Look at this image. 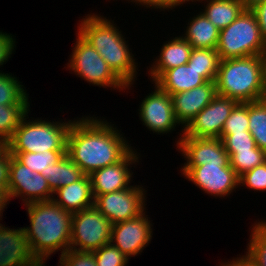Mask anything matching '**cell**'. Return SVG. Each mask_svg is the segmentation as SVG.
I'll return each mask as SVG.
<instances>
[{
  "mask_svg": "<svg viewBox=\"0 0 266 266\" xmlns=\"http://www.w3.org/2000/svg\"><path fill=\"white\" fill-rule=\"evenodd\" d=\"M100 118L82 116L68 131L66 154L85 175L119 162L132 149L116 125Z\"/></svg>",
  "mask_w": 266,
  "mask_h": 266,
  "instance_id": "1",
  "label": "cell"
},
{
  "mask_svg": "<svg viewBox=\"0 0 266 266\" xmlns=\"http://www.w3.org/2000/svg\"><path fill=\"white\" fill-rule=\"evenodd\" d=\"M30 227H23L32 255L41 265L54 252L63 255L70 248L73 214L53 199L24 205Z\"/></svg>",
  "mask_w": 266,
  "mask_h": 266,
  "instance_id": "2",
  "label": "cell"
},
{
  "mask_svg": "<svg viewBox=\"0 0 266 266\" xmlns=\"http://www.w3.org/2000/svg\"><path fill=\"white\" fill-rule=\"evenodd\" d=\"M79 22L77 32L98 51L112 71L127 85L126 89H132L131 86L137 80L138 63L119 26L114 20L96 13L87 14Z\"/></svg>",
  "mask_w": 266,
  "mask_h": 266,
  "instance_id": "3",
  "label": "cell"
},
{
  "mask_svg": "<svg viewBox=\"0 0 266 266\" xmlns=\"http://www.w3.org/2000/svg\"><path fill=\"white\" fill-rule=\"evenodd\" d=\"M217 95L240 103L265 99V55L220 60Z\"/></svg>",
  "mask_w": 266,
  "mask_h": 266,
  "instance_id": "4",
  "label": "cell"
},
{
  "mask_svg": "<svg viewBox=\"0 0 266 266\" xmlns=\"http://www.w3.org/2000/svg\"><path fill=\"white\" fill-rule=\"evenodd\" d=\"M23 117L12 138L5 144L9 153H41L44 151L66 150L67 135L74 120L29 119Z\"/></svg>",
  "mask_w": 266,
  "mask_h": 266,
  "instance_id": "5",
  "label": "cell"
},
{
  "mask_svg": "<svg viewBox=\"0 0 266 266\" xmlns=\"http://www.w3.org/2000/svg\"><path fill=\"white\" fill-rule=\"evenodd\" d=\"M216 50L220 60L266 54L258 21L250 9L220 31Z\"/></svg>",
  "mask_w": 266,
  "mask_h": 266,
  "instance_id": "6",
  "label": "cell"
},
{
  "mask_svg": "<svg viewBox=\"0 0 266 266\" xmlns=\"http://www.w3.org/2000/svg\"><path fill=\"white\" fill-rule=\"evenodd\" d=\"M69 62L66 64L76 76L89 84L124 91L126 84L112 71L98 51L78 32Z\"/></svg>",
  "mask_w": 266,
  "mask_h": 266,
  "instance_id": "7",
  "label": "cell"
},
{
  "mask_svg": "<svg viewBox=\"0 0 266 266\" xmlns=\"http://www.w3.org/2000/svg\"><path fill=\"white\" fill-rule=\"evenodd\" d=\"M112 223L93 205L73 213L70 248L93 252L110 243Z\"/></svg>",
  "mask_w": 266,
  "mask_h": 266,
  "instance_id": "8",
  "label": "cell"
},
{
  "mask_svg": "<svg viewBox=\"0 0 266 266\" xmlns=\"http://www.w3.org/2000/svg\"><path fill=\"white\" fill-rule=\"evenodd\" d=\"M146 192L141 185H131L123 190L97 195L94 206L112 224L134 219L147 209Z\"/></svg>",
  "mask_w": 266,
  "mask_h": 266,
  "instance_id": "9",
  "label": "cell"
},
{
  "mask_svg": "<svg viewBox=\"0 0 266 266\" xmlns=\"http://www.w3.org/2000/svg\"><path fill=\"white\" fill-rule=\"evenodd\" d=\"M180 171L185 179L211 196L229 197L239 188V176L231 166L207 163L199 166H183Z\"/></svg>",
  "mask_w": 266,
  "mask_h": 266,
  "instance_id": "10",
  "label": "cell"
},
{
  "mask_svg": "<svg viewBox=\"0 0 266 266\" xmlns=\"http://www.w3.org/2000/svg\"><path fill=\"white\" fill-rule=\"evenodd\" d=\"M8 194L10 200L20 198L24 205L51 200L54 196L47 179L41 173L33 172L13 155H10Z\"/></svg>",
  "mask_w": 266,
  "mask_h": 266,
  "instance_id": "11",
  "label": "cell"
},
{
  "mask_svg": "<svg viewBox=\"0 0 266 266\" xmlns=\"http://www.w3.org/2000/svg\"><path fill=\"white\" fill-rule=\"evenodd\" d=\"M238 102L216 95L183 129V135L196 138H220L232 109Z\"/></svg>",
  "mask_w": 266,
  "mask_h": 266,
  "instance_id": "12",
  "label": "cell"
},
{
  "mask_svg": "<svg viewBox=\"0 0 266 266\" xmlns=\"http://www.w3.org/2000/svg\"><path fill=\"white\" fill-rule=\"evenodd\" d=\"M154 91L149 93L139 106V118L149 131L167 134L175 131L180 124L174 114L172 96L154 84Z\"/></svg>",
  "mask_w": 266,
  "mask_h": 266,
  "instance_id": "13",
  "label": "cell"
},
{
  "mask_svg": "<svg viewBox=\"0 0 266 266\" xmlns=\"http://www.w3.org/2000/svg\"><path fill=\"white\" fill-rule=\"evenodd\" d=\"M146 211L140 216L112 224L110 243L129 259L143 252L151 242L153 229Z\"/></svg>",
  "mask_w": 266,
  "mask_h": 266,
  "instance_id": "14",
  "label": "cell"
},
{
  "mask_svg": "<svg viewBox=\"0 0 266 266\" xmlns=\"http://www.w3.org/2000/svg\"><path fill=\"white\" fill-rule=\"evenodd\" d=\"M176 149L184 156L183 166H199L207 163H220L231 166L230 157L220 138H196L183 135L180 131Z\"/></svg>",
  "mask_w": 266,
  "mask_h": 266,
  "instance_id": "15",
  "label": "cell"
},
{
  "mask_svg": "<svg viewBox=\"0 0 266 266\" xmlns=\"http://www.w3.org/2000/svg\"><path fill=\"white\" fill-rule=\"evenodd\" d=\"M137 153L136 149L132 148L119 162L89 175L94 198L97 195L123 190L131 186L134 173L131 165L139 163L141 157L140 153Z\"/></svg>",
  "mask_w": 266,
  "mask_h": 266,
  "instance_id": "16",
  "label": "cell"
},
{
  "mask_svg": "<svg viewBox=\"0 0 266 266\" xmlns=\"http://www.w3.org/2000/svg\"><path fill=\"white\" fill-rule=\"evenodd\" d=\"M32 255L24 228L0 227V266H40Z\"/></svg>",
  "mask_w": 266,
  "mask_h": 266,
  "instance_id": "17",
  "label": "cell"
},
{
  "mask_svg": "<svg viewBox=\"0 0 266 266\" xmlns=\"http://www.w3.org/2000/svg\"><path fill=\"white\" fill-rule=\"evenodd\" d=\"M217 95L216 83L207 81L189 91L172 94L174 114L183 129Z\"/></svg>",
  "mask_w": 266,
  "mask_h": 266,
  "instance_id": "18",
  "label": "cell"
},
{
  "mask_svg": "<svg viewBox=\"0 0 266 266\" xmlns=\"http://www.w3.org/2000/svg\"><path fill=\"white\" fill-rule=\"evenodd\" d=\"M165 41L160 54L148 69V76L154 82L163 72L187 64L190 59L192 47L182 36L172 37Z\"/></svg>",
  "mask_w": 266,
  "mask_h": 266,
  "instance_id": "19",
  "label": "cell"
},
{
  "mask_svg": "<svg viewBox=\"0 0 266 266\" xmlns=\"http://www.w3.org/2000/svg\"><path fill=\"white\" fill-rule=\"evenodd\" d=\"M53 195L52 199L61 208L72 214L94 205V196L89 175H84L76 182L58 188Z\"/></svg>",
  "mask_w": 266,
  "mask_h": 266,
  "instance_id": "20",
  "label": "cell"
},
{
  "mask_svg": "<svg viewBox=\"0 0 266 266\" xmlns=\"http://www.w3.org/2000/svg\"><path fill=\"white\" fill-rule=\"evenodd\" d=\"M206 82L192 65L184 64L163 72L152 84L172 95L189 91Z\"/></svg>",
  "mask_w": 266,
  "mask_h": 266,
  "instance_id": "21",
  "label": "cell"
},
{
  "mask_svg": "<svg viewBox=\"0 0 266 266\" xmlns=\"http://www.w3.org/2000/svg\"><path fill=\"white\" fill-rule=\"evenodd\" d=\"M199 13L189 19L182 37L192 48L216 49L220 30L201 11Z\"/></svg>",
  "mask_w": 266,
  "mask_h": 266,
  "instance_id": "22",
  "label": "cell"
},
{
  "mask_svg": "<svg viewBox=\"0 0 266 266\" xmlns=\"http://www.w3.org/2000/svg\"><path fill=\"white\" fill-rule=\"evenodd\" d=\"M202 2L204 10L201 11L220 31L229 26L245 10L240 0H194Z\"/></svg>",
  "mask_w": 266,
  "mask_h": 266,
  "instance_id": "23",
  "label": "cell"
},
{
  "mask_svg": "<svg viewBox=\"0 0 266 266\" xmlns=\"http://www.w3.org/2000/svg\"><path fill=\"white\" fill-rule=\"evenodd\" d=\"M47 179L50 189L55 192L62 186L81 179L85 174L80 167L65 154L59 161L41 171Z\"/></svg>",
  "mask_w": 266,
  "mask_h": 266,
  "instance_id": "24",
  "label": "cell"
},
{
  "mask_svg": "<svg viewBox=\"0 0 266 266\" xmlns=\"http://www.w3.org/2000/svg\"><path fill=\"white\" fill-rule=\"evenodd\" d=\"M220 58L216 49L193 48L188 65L200 72L206 81L215 82Z\"/></svg>",
  "mask_w": 266,
  "mask_h": 266,
  "instance_id": "25",
  "label": "cell"
},
{
  "mask_svg": "<svg viewBox=\"0 0 266 266\" xmlns=\"http://www.w3.org/2000/svg\"><path fill=\"white\" fill-rule=\"evenodd\" d=\"M30 104L0 105V140L6 144L30 112Z\"/></svg>",
  "mask_w": 266,
  "mask_h": 266,
  "instance_id": "26",
  "label": "cell"
},
{
  "mask_svg": "<svg viewBox=\"0 0 266 266\" xmlns=\"http://www.w3.org/2000/svg\"><path fill=\"white\" fill-rule=\"evenodd\" d=\"M12 73L0 72V105L29 104V94Z\"/></svg>",
  "mask_w": 266,
  "mask_h": 266,
  "instance_id": "27",
  "label": "cell"
},
{
  "mask_svg": "<svg viewBox=\"0 0 266 266\" xmlns=\"http://www.w3.org/2000/svg\"><path fill=\"white\" fill-rule=\"evenodd\" d=\"M248 128L256 146L266 152V99L249 102Z\"/></svg>",
  "mask_w": 266,
  "mask_h": 266,
  "instance_id": "28",
  "label": "cell"
},
{
  "mask_svg": "<svg viewBox=\"0 0 266 266\" xmlns=\"http://www.w3.org/2000/svg\"><path fill=\"white\" fill-rule=\"evenodd\" d=\"M246 256L255 266H266V220L258 219L251 228Z\"/></svg>",
  "mask_w": 266,
  "mask_h": 266,
  "instance_id": "29",
  "label": "cell"
},
{
  "mask_svg": "<svg viewBox=\"0 0 266 266\" xmlns=\"http://www.w3.org/2000/svg\"><path fill=\"white\" fill-rule=\"evenodd\" d=\"M230 157V165L238 176L262 165L266 161V152L257 146L250 151H226Z\"/></svg>",
  "mask_w": 266,
  "mask_h": 266,
  "instance_id": "30",
  "label": "cell"
},
{
  "mask_svg": "<svg viewBox=\"0 0 266 266\" xmlns=\"http://www.w3.org/2000/svg\"><path fill=\"white\" fill-rule=\"evenodd\" d=\"M66 154V150L44 151L41 153H10L15 156L22 164L29 167L33 172L41 173L49 165L55 164Z\"/></svg>",
  "mask_w": 266,
  "mask_h": 266,
  "instance_id": "31",
  "label": "cell"
},
{
  "mask_svg": "<svg viewBox=\"0 0 266 266\" xmlns=\"http://www.w3.org/2000/svg\"><path fill=\"white\" fill-rule=\"evenodd\" d=\"M249 103L238 102L225 122L222 133L249 131Z\"/></svg>",
  "mask_w": 266,
  "mask_h": 266,
  "instance_id": "32",
  "label": "cell"
},
{
  "mask_svg": "<svg viewBox=\"0 0 266 266\" xmlns=\"http://www.w3.org/2000/svg\"><path fill=\"white\" fill-rule=\"evenodd\" d=\"M97 266H126L129 258L111 243L93 251Z\"/></svg>",
  "mask_w": 266,
  "mask_h": 266,
  "instance_id": "33",
  "label": "cell"
},
{
  "mask_svg": "<svg viewBox=\"0 0 266 266\" xmlns=\"http://www.w3.org/2000/svg\"><path fill=\"white\" fill-rule=\"evenodd\" d=\"M220 139L226 151H250L256 147L250 131L222 133Z\"/></svg>",
  "mask_w": 266,
  "mask_h": 266,
  "instance_id": "34",
  "label": "cell"
},
{
  "mask_svg": "<svg viewBox=\"0 0 266 266\" xmlns=\"http://www.w3.org/2000/svg\"><path fill=\"white\" fill-rule=\"evenodd\" d=\"M247 187L253 191H266V161L239 176V187Z\"/></svg>",
  "mask_w": 266,
  "mask_h": 266,
  "instance_id": "35",
  "label": "cell"
},
{
  "mask_svg": "<svg viewBox=\"0 0 266 266\" xmlns=\"http://www.w3.org/2000/svg\"><path fill=\"white\" fill-rule=\"evenodd\" d=\"M58 266H97L93 252H79L68 249L60 255Z\"/></svg>",
  "mask_w": 266,
  "mask_h": 266,
  "instance_id": "36",
  "label": "cell"
},
{
  "mask_svg": "<svg viewBox=\"0 0 266 266\" xmlns=\"http://www.w3.org/2000/svg\"><path fill=\"white\" fill-rule=\"evenodd\" d=\"M130 2L135 3L136 5L139 4L138 6H144L146 8H152V9H158L161 11L165 10H172L178 6H181L183 4H186L187 2L194 1V0H127Z\"/></svg>",
  "mask_w": 266,
  "mask_h": 266,
  "instance_id": "37",
  "label": "cell"
},
{
  "mask_svg": "<svg viewBox=\"0 0 266 266\" xmlns=\"http://www.w3.org/2000/svg\"><path fill=\"white\" fill-rule=\"evenodd\" d=\"M14 35L9 33H4L0 31V66L6 64L8 59L11 58L14 48L16 47V39L13 37ZM1 71V70H0Z\"/></svg>",
  "mask_w": 266,
  "mask_h": 266,
  "instance_id": "38",
  "label": "cell"
},
{
  "mask_svg": "<svg viewBox=\"0 0 266 266\" xmlns=\"http://www.w3.org/2000/svg\"><path fill=\"white\" fill-rule=\"evenodd\" d=\"M10 153L6 146L0 151V188L9 186Z\"/></svg>",
  "mask_w": 266,
  "mask_h": 266,
  "instance_id": "39",
  "label": "cell"
},
{
  "mask_svg": "<svg viewBox=\"0 0 266 266\" xmlns=\"http://www.w3.org/2000/svg\"><path fill=\"white\" fill-rule=\"evenodd\" d=\"M258 21L263 41L266 45V0L258 3L252 9H250Z\"/></svg>",
  "mask_w": 266,
  "mask_h": 266,
  "instance_id": "40",
  "label": "cell"
},
{
  "mask_svg": "<svg viewBox=\"0 0 266 266\" xmlns=\"http://www.w3.org/2000/svg\"><path fill=\"white\" fill-rule=\"evenodd\" d=\"M219 266H255L252 261L246 256L243 255L240 257L233 258L230 261L220 262Z\"/></svg>",
  "mask_w": 266,
  "mask_h": 266,
  "instance_id": "41",
  "label": "cell"
},
{
  "mask_svg": "<svg viewBox=\"0 0 266 266\" xmlns=\"http://www.w3.org/2000/svg\"><path fill=\"white\" fill-rule=\"evenodd\" d=\"M10 203L8 188H0V215H3L4 208Z\"/></svg>",
  "mask_w": 266,
  "mask_h": 266,
  "instance_id": "42",
  "label": "cell"
},
{
  "mask_svg": "<svg viewBox=\"0 0 266 266\" xmlns=\"http://www.w3.org/2000/svg\"><path fill=\"white\" fill-rule=\"evenodd\" d=\"M245 9H252L258 3L263 2L264 0H240Z\"/></svg>",
  "mask_w": 266,
  "mask_h": 266,
  "instance_id": "43",
  "label": "cell"
},
{
  "mask_svg": "<svg viewBox=\"0 0 266 266\" xmlns=\"http://www.w3.org/2000/svg\"><path fill=\"white\" fill-rule=\"evenodd\" d=\"M265 99H266V54H265Z\"/></svg>",
  "mask_w": 266,
  "mask_h": 266,
  "instance_id": "44",
  "label": "cell"
},
{
  "mask_svg": "<svg viewBox=\"0 0 266 266\" xmlns=\"http://www.w3.org/2000/svg\"><path fill=\"white\" fill-rule=\"evenodd\" d=\"M5 147V144L0 140V151Z\"/></svg>",
  "mask_w": 266,
  "mask_h": 266,
  "instance_id": "45",
  "label": "cell"
}]
</instances>
